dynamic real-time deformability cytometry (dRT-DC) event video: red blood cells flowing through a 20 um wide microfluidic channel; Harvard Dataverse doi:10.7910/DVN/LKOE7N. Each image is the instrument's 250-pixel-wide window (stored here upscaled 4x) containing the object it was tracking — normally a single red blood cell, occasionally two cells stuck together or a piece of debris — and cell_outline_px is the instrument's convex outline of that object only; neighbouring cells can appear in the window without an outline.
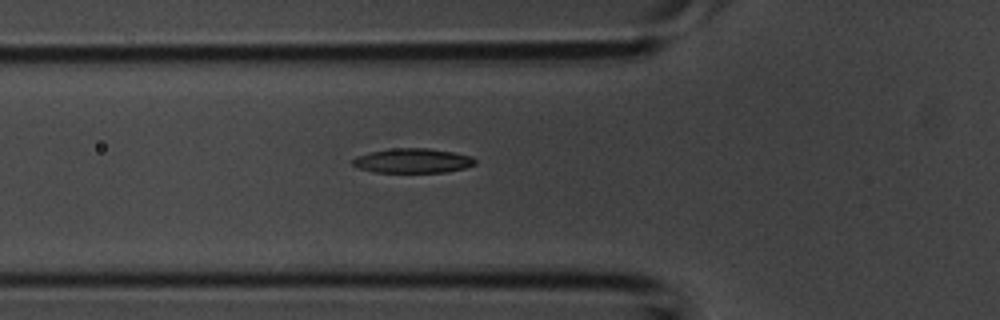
{"species": "common noctule bat (a hibernating species)", "species_latin": "Nyctalus noctula", "temperature_condition": "room temperature", "stored_images_in_passage": 28, "camera_frame_rate_fps": 3000, "um_per_image_px": 0.085, "animal": {"sex": "male", "body_mass_g": 20.1, "forearm_length_mm": 53.5}, "frame": {"image": 1, "passage_image": 2, "time_ms": 0.333, "image_size_px": [1000, 320], "cell_outline_px": [[476, 164], [464, 168], [444, 172], [376, 172], [360, 168], [352, 164], [352, 160], [356, 156], [372, 152], [392, 148], [428, 148], [452, 152], [472, 156], [476, 160]], "centroid_in_image_um": [35.1, 13.66], "position_along_channel_um": 90.7, "area_um2": 17.34}}
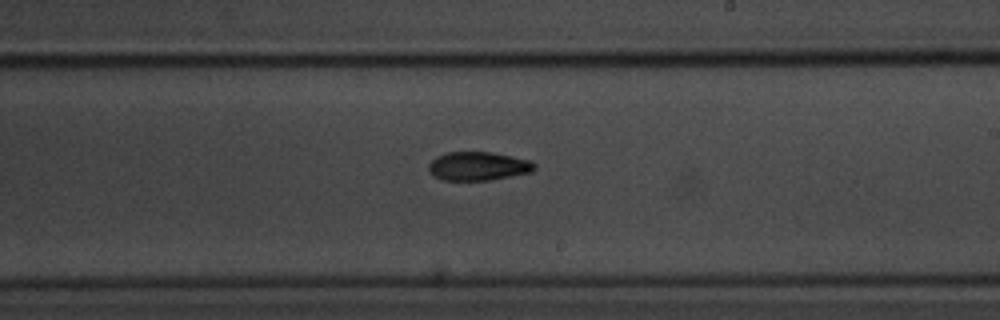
{"frame": {"image": 2, "passage_image": 12, "time_ms": 3.667, "image_size_px": [1000, 320], "cell_outline_px": [[536, 168], [532, 172], [488, 180], [444, 180], [432, 176], [428, 168], [428, 164], [436, 156], [448, 152], [492, 152], [532, 160], [536, 164]], "centroid_in_image_um": [40.65, 14.11], "position_along_channel_um": 248.3, "area_um2": 17.8}}
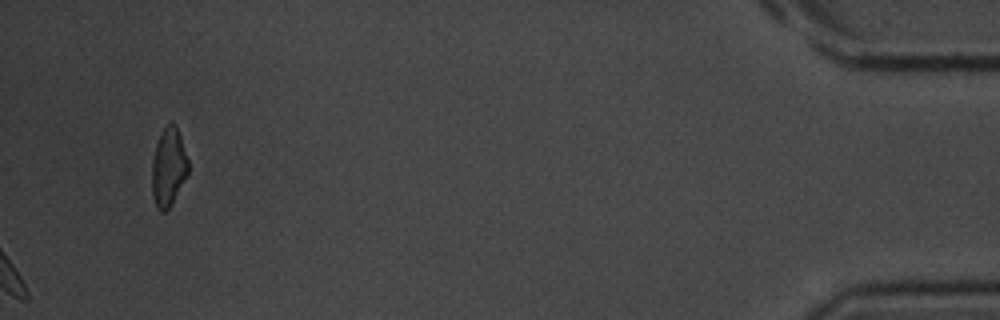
{"frame": {"image": 3, "passage_image": 28, "time_ms": 9.0, "image_size_px": [1000, 320], "cell_outline_px": [[188, 172], [172, 204], [164, 212], [160, 212], [156, 208], [152, 196], [152, 160], [156, 144], [160, 132], [172, 120], [176, 124], [188, 160]], "centroid_in_image_um": [14.3, 14.21], "position_along_channel_um": 420.9, "area_um2": 16.65}}